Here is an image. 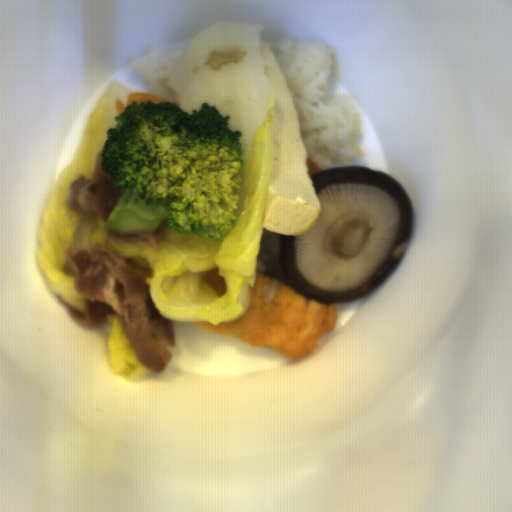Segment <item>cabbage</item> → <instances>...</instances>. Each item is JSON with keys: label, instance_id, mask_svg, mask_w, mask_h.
I'll list each match as a JSON object with an SVG mask.
<instances>
[{"label": "cabbage", "instance_id": "obj_1", "mask_svg": "<svg viewBox=\"0 0 512 512\" xmlns=\"http://www.w3.org/2000/svg\"><path fill=\"white\" fill-rule=\"evenodd\" d=\"M264 26L220 21L205 25L169 74L166 84L182 111L192 114L202 103L230 116L229 128L240 131L244 168L237 194L235 226L220 240L181 235L169 226L160 250L135 241H109L96 219L91 244H103L150 269L145 276L150 298L166 319L181 323H220L241 318L251 302L260 245L274 142L272 124L276 92L262 55ZM219 268L227 293L218 296L203 283L204 275Z\"/></svg>", "mask_w": 512, "mask_h": 512}, {"label": "cabbage", "instance_id": "obj_2", "mask_svg": "<svg viewBox=\"0 0 512 512\" xmlns=\"http://www.w3.org/2000/svg\"><path fill=\"white\" fill-rule=\"evenodd\" d=\"M134 93L113 80L91 112L82 139L71 162L54 180L41 208L35 255L47 285L76 311L85 312V299L75 291L74 272L64 252L72 245L79 214L66 206L70 184L79 176L93 179L97 152L104 147L107 132L115 128L117 100L126 104Z\"/></svg>", "mask_w": 512, "mask_h": 512}, {"label": "cabbage", "instance_id": "obj_3", "mask_svg": "<svg viewBox=\"0 0 512 512\" xmlns=\"http://www.w3.org/2000/svg\"><path fill=\"white\" fill-rule=\"evenodd\" d=\"M107 351L112 374L124 376L128 382L146 379L152 372L145 368L136 357L124 332L122 318L108 314Z\"/></svg>", "mask_w": 512, "mask_h": 512}]
</instances>
